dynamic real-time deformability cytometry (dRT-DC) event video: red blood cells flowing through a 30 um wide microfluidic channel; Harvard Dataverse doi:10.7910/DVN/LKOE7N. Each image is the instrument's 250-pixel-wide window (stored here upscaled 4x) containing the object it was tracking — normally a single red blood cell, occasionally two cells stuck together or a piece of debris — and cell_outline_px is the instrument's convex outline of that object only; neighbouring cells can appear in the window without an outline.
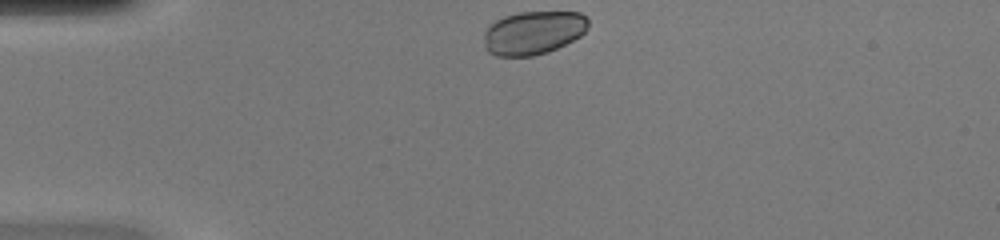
{"species": "common noctule bat (a hibernating species)", "species_latin": "Nyctalus noctula", "temperature_condition": "warm", "stored_images_in_passage": 33, "camera_frame_rate_fps": 3000, "um_per_image_px": 0.085, "animal": {"sex": "female", "body_mass_g": 20.0, "forearm_length_mm": 54.0}, "frame": {"image": 1, "passage_image": 1, "time_ms": 0.0, "image_size_px": [1000, 240], "cell_outline_px": [[588, 28], [580, 36], [548, 52], [532, 56], [496, 56], [488, 52], [484, 44], [484, 32], [496, 20], [504, 16], [520, 12], [580, 12], [588, 20]], "centroid_in_image_um": [45.32, 2.78], "position_along_channel_um": 39.7, "area_um2": 26.3}}
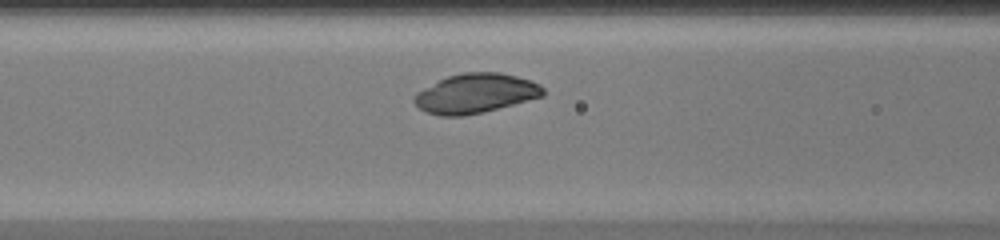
{"frame": {"image": 2, "passage_image": 10, "time_ms": 3.0, "image_size_px": [1000, 240], "cell_outline_px": [[544, 96], [484, 112], [464, 116], [440, 116], [424, 112], [412, 100], [412, 96], [416, 92], [448, 76], [464, 72], [500, 72], [516, 76], [540, 84], [544, 88]], "centroid_in_image_um": [40.4, 7.95], "position_along_channel_um": 126.2, "area_um2": 29.71}}
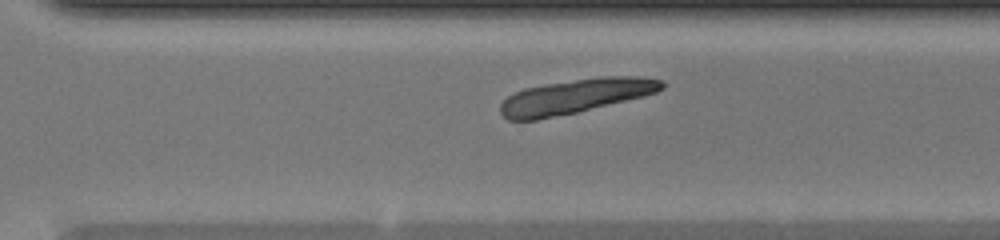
{"frame": {"image": 3, "passage_image": 24, "time_ms": 7.667, "image_size_px": [1000, 240], "cell_outline_px": [[664, 88], [656, 92], [644, 96], [576, 112], [536, 120], [508, 120], [500, 112], [500, 104], [508, 96], [524, 88], [548, 84], [600, 76], [640, 76], [664, 80]], "centroid_in_image_um": [48.94, 8.17], "position_along_channel_um": 321.7, "area_um2": 32.08}}